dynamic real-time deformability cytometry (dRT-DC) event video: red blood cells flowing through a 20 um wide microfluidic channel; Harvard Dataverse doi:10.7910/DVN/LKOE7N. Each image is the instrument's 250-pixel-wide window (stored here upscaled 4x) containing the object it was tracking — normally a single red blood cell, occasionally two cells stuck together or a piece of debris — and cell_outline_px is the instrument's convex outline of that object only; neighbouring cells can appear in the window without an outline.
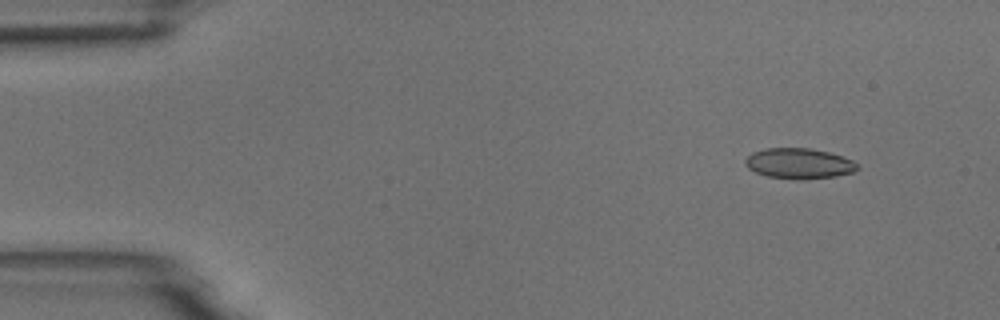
{"species": "common noctule bat (a hibernating species)", "species_latin": "Nyctalus noctula", "temperature_condition": "room temperature", "stored_images_in_passage": 4, "camera_frame_rate_fps": 3000, "um_per_image_px": 0.085, "animal": {"sex": "male", "body_mass_g": 18.8}, "frame": {"image": 1, "passage_image": 2, "time_ms": 1.0, "image_size_px": [1000, 320], "cell_outline_px": [[860, 168], [852, 172], [836, 176], [796, 180], [768, 176], [756, 172], [748, 168], [744, 164], [744, 160], [752, 152], [768, 148], [808, 148], [828, 152], [852, 160]], "centroid_in_image_um": [67.89, 13.9], "position_along_channel_um": 17.1, "area_um2": 19.77}}